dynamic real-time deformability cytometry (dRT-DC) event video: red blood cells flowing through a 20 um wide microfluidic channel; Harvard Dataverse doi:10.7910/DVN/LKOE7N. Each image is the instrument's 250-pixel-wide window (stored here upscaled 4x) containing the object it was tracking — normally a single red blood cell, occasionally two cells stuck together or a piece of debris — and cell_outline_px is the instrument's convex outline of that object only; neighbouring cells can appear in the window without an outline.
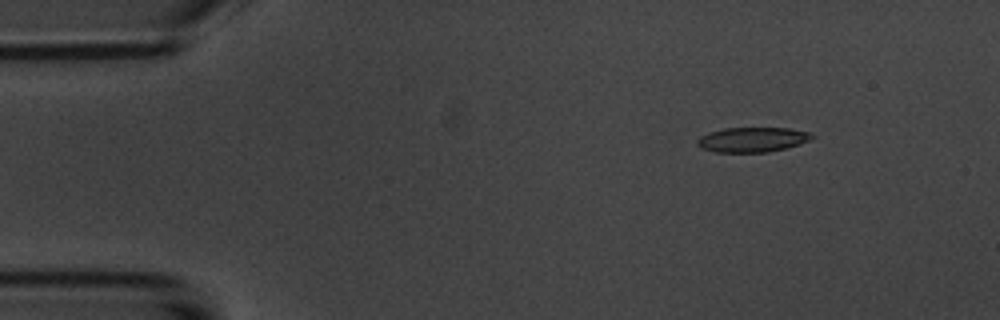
{"species": "common noctule bat (a hibernating species)", "species_latin": "Nyctalus noctula", "temperature_condition": "room temperature", "stored_images_in_passage": 8, "camera_frame_rate_fps": 3000, "um_per_image_px": 0.085, "animal": {"sex": "male", "body_mass_g": 20.1, "forearm_length_mm": 53.5}, "frame": {"image": 1, "passage_image": 2, "time_ms": 1.333, "image_size_px": [1000, 320], "cell_outline_px": [[816, 136], [800, 144], [768, 152], [716, 152], [700, 148], [696, 144], [696, 140], [700, 136], [708, 132], [724, 128], [788, 128], [812, 132]], "centroid_in_image_um": [63.93, 11.86], "position_along_channel_um": 21.1, "area_um2": 16.7}}
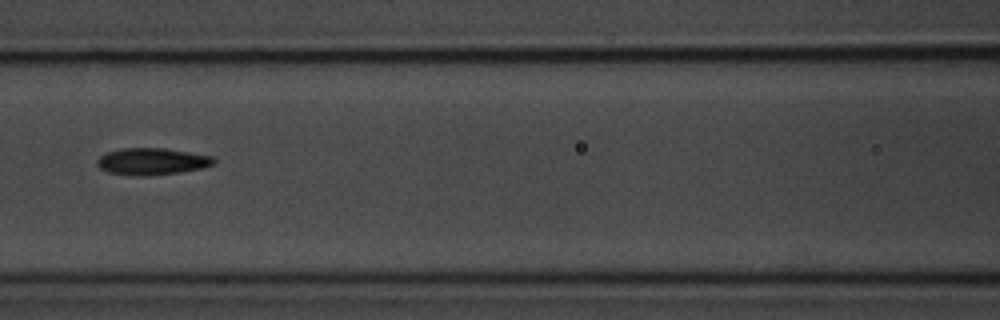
{"frame": {"image": 2, "passage_image": 7, "time_ms": 7.0, "image_size_px": [1000, 320], "cell_outline_px": [[216, 164], [200, 168], [180, 172], [148, 176], [136, 176], [108, 172], [100, 168], [96, 164], [96, 160], [104, 152], [120, 148], [164, 148], [212, 156], [216, 160]], "centroid_in_image_um": [12.88, 13.72], "position_along_channel_um": 153.7, "area_um2": 18.38}}
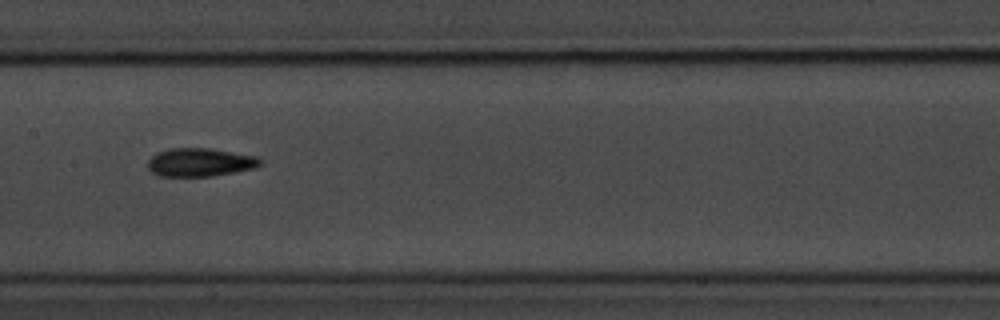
{"frame": {"image": 3, "passage_image": 8, "time_ms": 8.0, "image_size_px": [1000, 320], "cell_outline_px": [[264, 160], [260, 164], [252, 168], [212, 176], [160, 176], [152, 172], [148, 168], [148, 160], [156, 152], [168, 148], [212, 148], [256, 156]], "centroid_in_image_um": [16.97, 13.78], "position_along_channel_um": 190.4, "area_um2": 18.55}}